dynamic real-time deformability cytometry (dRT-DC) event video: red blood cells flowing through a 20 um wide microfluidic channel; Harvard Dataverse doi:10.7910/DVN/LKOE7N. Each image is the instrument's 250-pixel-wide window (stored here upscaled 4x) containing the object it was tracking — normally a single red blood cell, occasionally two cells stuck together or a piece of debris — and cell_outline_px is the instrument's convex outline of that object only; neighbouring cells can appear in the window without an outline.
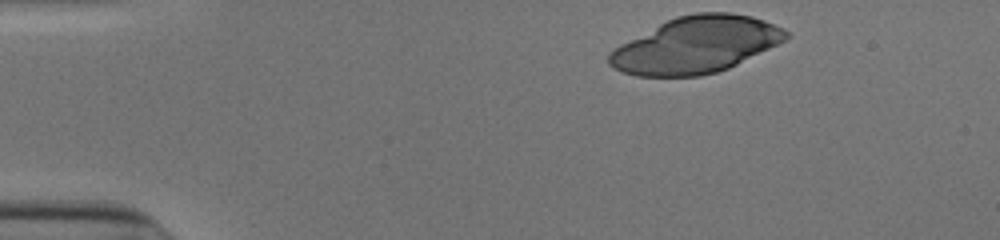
{"species": "human", "species_latin": "Homo sapiens", "temperature_condition": "cold", "stored_images_in_passage": 13, "camera_frame_rate_fps": 3000, "um_per_image_px": 0.085, "donor": {"sex": "male"}, "frame": {"image": 1, "passage_image": 1, "time_ms": 0.0, "image_size_px": [1000, 240], "cell_outline_px": [[788, 36], [784, 40], [728, 68], [716, 72], [700, 76], [636, 76], [620, 72], [608, 64], [608, 52], [620, 44], [676, 16], [696, 12], [732, 12], [752, 16], [764, 20], [784, 28], [788, 32]], "centroid_in_image_um": [59.11, 3.81], "position_along_channel_um": 25.9, "area_um2": 57.8}}